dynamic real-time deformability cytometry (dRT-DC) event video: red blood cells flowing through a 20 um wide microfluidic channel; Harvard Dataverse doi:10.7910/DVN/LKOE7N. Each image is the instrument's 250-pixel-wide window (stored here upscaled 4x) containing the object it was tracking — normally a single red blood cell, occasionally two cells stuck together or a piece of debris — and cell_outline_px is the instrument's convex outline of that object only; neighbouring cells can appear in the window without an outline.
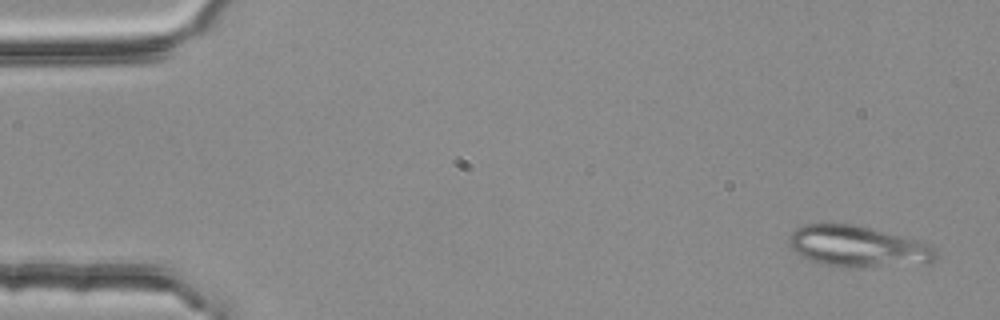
{"species": "common noctule bat (a hibernating species)", "species_latin": "Nyctalus noctula", "temperature_condition": "room temperature", "stored_images_in_passage": 3, "camera_frame_rate_fps": 3000, "um_per_image_px": 0.085, "animal": {"sex": "female", "body_mass_g": 25.1}, "frame": {"image": 1, "passage_image": 1, "time_ms": 0.0, "image_size_px": [1000, 320], "cell_outline_px": [[936, 256], [928, 264], [860, 268], [840, 268], [820, 264], [808, 260], [800, 256], [792, 248], [788, 240], [792, 232], [796, 228], [804, 224], [820, 220], [828, 220], [856, 224], [932, 244], [936, 252]], "centroid_in_image_um": [72.86, 20.93], "position_along_channel_um": 12.1, "area_um2": 36.65}}